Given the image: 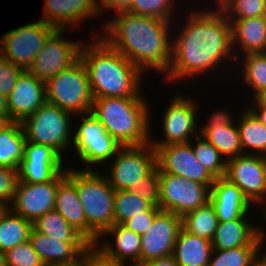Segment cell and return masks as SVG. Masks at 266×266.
Segmentation results:
<instances>
[{
    "label": "cell",
    "instance_id": "obj_11",
    "mask_svg": "<svg viewBox=\"0 0 266 266\" xmlns=\"http://www.w3.org/2000/svg\"><path fill=\"white\" fill-rule=\"evenodd\" d=\"M55 28L41 19L18 26L0 36V55L28 70L47 37Z\"/></svg>",
    "mask_w": 266,
    "mask_h": 266
},
{
    "label": "cell",
    "instance_id": "obj_26",
    "mask_svg": "<svg viewBox=\"0 0 266 266\" xmlns=\"http://www.w3.org/2000/svg\"><path fill=\"white\" fill-rule=\"evenodd\" d=\"M228 21L236 59L249 53H266V16Z\"/></svg>",
    "mask_w": 266,
    "mask_h": 266
},
{
    "label": "cell",
    "instance_id": "obj_56",
    "mask_svg": "<svg viewBox=\"0 0 266 266\" xmlns=\"http://www.w3.org/2000/svg\"><path fill=\"white\" fill-rule=\"evenodd\" d=\"M8 123L9 121L5 117L0 116V130L3 129Z\"/></svg>",
    "mask_w": 266,
    "mask_h": 266
},
{
    "label": "cell",
    "instance_id": "obj_58",
    "mask_svg": "<svg viewBox=\"0 0 266 266\" xmlns=\"http://www.w3.org/2000/svg\"><path fill=\"white\" fill-rule=\"evenodd\" d=\"M261 266H266V252H264L262 260H261Z\"/></svg>",
    "mask_w": 266,
    "mask_h": 266
},
{
    "label": "cell",
    "instance_id": "obj_15",
    "mask_svg": "<svg viewBox=\"0 0 266 266\" xmlns=\"http://www.w3.org/2000/svg\"><path fill=\"white\" fill-rule=\"evenodd\" d=\"M257 206L266 200V157L241 155L226 161L225 176Z\"/></svg>",
    "mask_w": 266,
    "mask_h": 266
},
{
    "label": "cell",
    "instance_id": "obj_52",
    "mask_svg": "<svg viewBox=\"0 0 266 266\" xmlns=\"http://www.w3.org/2000/svg\"><path fill=\"white\" fill-rule=\"evenodd\" d=\"M0 116L8 120L7 98L2 93H0Z\"/></svg>",
    "mask_w": 266,
    "mask_h": 266
},
{
    "label": "cell",
    "instance_id": "obj_7",
    "mask_svg": "<svg viewBox=\"0 0 266 266\" xmlns=\"http://www.w3.org/2000/svg\"><path fill=\"white\" fill-rule=\"evenodd\" d=\"M46 102L74 115L91 112L94 97L86 67L79 58L45 82Z\"/></svg>",
    "mask_w": 266,
    "mask_h": 266
},
{
    "label": "cell",
    "instance_id": "obj_47",
    "mask_svg": "<svg viewBox=\"0 0 266 266\" xmlns=\"http://www.w3.org/2000/svg\"><path fill=\"white\" fill-rule=\"evenodd\" d=\"M90 266H125V265L105 259L97 250H95L92 247L90 249Z\"/></svg>",
    "mask_w": 266,
    "mask_h": 266
},
{
    "label": "cell",
    "instance_id": "obj_29",
    "mask_svg": "<svg viewBox=\"0 0 266 266\" xmlns=\"http://www.w3.org/2000/svg\"><path fill=\"white\" fill-rule=\"evenodd\" d=\"M241 111L236 123L243 153L266 157V127L246 105Z\"/></svg>",
    "mask_w": 266,
    "mask_h": 266
},
{
    "label": "cell",
    "instance_id": "obj_12",
    "mask_svg": "<svg viewBox=\"0 0 266 266\" xmlns=\"http://www.w3.org/2000/svg\"><path fill=\"white\" fill-rule=\"evenodd\" d=\"M65 31L67 32V29H55L34 58L28 71L37 79L46 82L80 58V50L85 39L69 40L64 37Z\"/></svg>",
    "mask_w": 266,
    "mask_h": 266
},
{
    "label": "cell",
    "instance_id": "obj_23",
    "mask_svg": "<svg viewBox=\"0 0 266 266\" xmlns=\"http://www.w3.org/2000/svg\"><path fill=\"white\" fill-rule=\"evenodd\" d=\"M29 241L47 266L72 264L92 248L89 242H63L38 232L34 227L30 231Z\"/></svg>",
    "mask_w": 266,
    "mask_h": 266
},
{
    "label": "cell",
    "instance_id": "obj_51",
    "mask_svg": "<svg viewBox=\"0 0 266 266\" xmlns=\"http://www.w3.org/2000/svg\"><path fill=\"white\" fill-rule=\"evenodd\" d=\"M58 266H90V250L83 255L78 261L72 264H64Z\"/></svg>",
    "mask_w": 266,
    "mask_h": 266
},
{
    "label": "cell",
    "instance_id": "obj_59",
    "mask_svg": "<svg viewBox=\"0 0 266 266\" xmlns=\"http://www.w3.org/2000/svg\"><path fill=\"white\" fill-rule=\"evenodd\" d=\"M213 1V0H212ZM219 0H214V2H211L209 5L213 4V3H217Z\"/></svg>",
    "mask_w": 266,
    "mask_h": 266
},
{
    "label": "cell",
    "instance_id": "obj_30",
    "mask_svg": "<svg viewBox=\"0 0 266 266\" xmlns=\"http://www.w3.org/2000/svg\"><path fill=\"white\" fill-rule=\"evenodd\" d=\"M26 143L21 122L10 121L0 130V167L18 169Z\"/></svg>",
    "mask_w": 266,
    "mask_h": 266
},
{
    "label": "cell",
    "instance_id": "obj_31",
    "mask_svg": "<svg viewBox=\"0 0 266 266\" xmlns=\"http://www.w3.org/2000/svg\"><path fill=\"white\" fill-rule=\"evenodd\" d=\"M201 135L220 152L226 161L244 155L236 121L214 129H205Z\"/></svg>",
    "mask_w": 266,
    "mask_h": 266
},
{
    "label": "cell",
    "instance_id": "obj_36",
    "mask_svg": "<svg viewBox=\"0 0 266 266\" xmlns=\"http://www.w3.org/2000/svg\"><path fill=\"white\" fill-rule=\"evenodd\" d=\"M33 224L11 210L0 221V251L5 253L29 240Z\"/></svg>",
    "mask_w": 266,
    "mask_h": 266
},
{
    "label": "cell",
    "instance_id": "obj_39",
    "mask_svg": "<svg viewBox=\"0 0 266 266\" xmlns=\"http://www.w3.org/2000/svg\"><path fill=\"white\" fill-rule=\"evenodd\" d=\"M215 5L227 20L266 16L265 0H219Z\"/></svg>",
    "mask_w": 266,
    "mask_h": 266
},
{
    "label": "cell",
    "instance_id": "obj_17",
    "mask_svg": "<svg viewBox=\"0 0 266 266\" xmlns=\"http://www.w3.org/2000/svg\"><path fill=\"white\" fill-rule=\"evenodd\" d=\"M47 145L26 142L24 157L18 167L19 181L45 183L63 172L68 161ZM65 165V166H64Z\"/></svg>",
    "mask_w": 266,
    "mask_h": 266
},
{
    "label": "cell",
    "instance_id": "obj_5",
    "mask_svg": "<svg viewBox=\"0 0 266 266\" xmlns=\"http://www.w3.org/2000/svg\"><path fill=\"white\" fill-rule=\"evenodd\" d=\"M98 170L75 168V186L88 225V242L93 246L114 225V193ZM99 171V172H98Z\"/></svg>",
    "mask_w": 266,
    "mask_h": 266
},
{
    "label": "cell",
    "instance_id": "obj_54",
    "mask_svg": "<svg viewBox=\"0 0 266 266\" xmlns=\"http://www.w3.org/2000/svg\"><path fill=\"white\" fill-rule=\"evenodd\" d=\"M10 204L0 201V221L8 214L10 211Z\"/></svg>",
    "mask_w": 266,
    "mask_h": 266
},
{
    "label": "cell",
    "instance_id": "obj_6",
    "mask_svg": "<svg viewBox=\"0 0 266 266\" xmlns=\"http://www.w3.org/2000/svg\"><path fill=\"white\" fill-rule=\"evenodd\" d=\"M72 118L78 117L54 104L45 102L21 122L26 142L50 146L63 158L66 157L65 153L72 146V123L75 122Z\"/></svg>",
    "mask_w": 266,
    "mask_h": 266
},
{
    "label": "cell",
    "instance_id": "obj_43",
    "mask_svg": "<svg viewBox=\"0 0 266 266\" xmlns=\"http://www.w3.org/2000/svg\"><path fill=\"white\" fill-rule=\"evenodd\" d=\"M18 181V169L0 167V201L12 203Z\"/></svg>",
    "mask_w": 266,
    "mask_h": 266
},
{
    "label": "cell",
    "instance_id": "obj_10",
    "mask_svg": "<svg viewBox=\"0 0 266 266\" xmlns=\"http://www.w3.org/2000/svg\"><path fill=\"white\" fill-rule=\"evenodd\" d=\"M174 93L170 97V104L165 107L162 115L163 138H153L151 130L150 144L152 147H159L169 144L188 143L199 134V113L200 105L193 99V96L187 97ZM198 118V119H197ZM154 139V140H153Z\"/></svg>",
    "mask_w": 266,
    "mask_h": 266
},
{
    "label": "cell",
    "instance_id": "obj_35",
    "mask_svg": "<svg viewBox=\"0 0 266 266\" xmlns=\"http://www.w3.org/2000/svg\"><path fill=\"white\" fill-rule=\"evenodd\" d=\"M146 211H161V209L129 190L115 191L114 224H123Z\"/></svg>",
    "mask_w": 266,
    "mask_h": 266
},
{
    "label": "cell",
    "instance_id": "obj_27",
    "mask_svg": "<svg viewBox=\"0 0 266 266\" xmlns=\"http://www.w3.org/2000/svg\"><path fill=\"white\" fill-rule=\"evenodd\" d=\"M213 251L212 241L180 229L172 256L179 266H208Z\"/></svg>",
    "mask_w": 266,
    "mask_h": 266
},
{
    "label": "cell",
    "instance_id": "obj_14",
    "mask_svg": "<svg viewBox=\"0 0 266 266\" xmlns=\"http://www.w3.org/2000/svg\"><path fill=\"white\" fill-rule=\"evenodd\" d=\"M66 176V169L45 183L18 181L11 211L32 224L48 211L55 208L58 183Z\"/></svg>",
    "mask_w": 266,
    "mask_h": 266
},
{
    "label": "cell",
    "instance_id": "obj_42",
    "mask_svg": "<svg viewBox=\"0 0 266 266\" xmlns=\"http://www.w3.org/2000/svg\"><path fill=\"white\" fill-rule=\"evenodd\" d=\"M22 71L23 69L0 55V93L6 98L13 90L16 80Z\"/></svg>",
    "mask_w": 266,
    "mask_h": 266
},
{
    "label": "cell",
    "instance_id": "obj_46",
    "mask_svg": "<svg viewBox=\"0 0 266 266\" xmlns=\"http://www.w3.org/2000/svg\"><path fill=\"white\" fill-rule=\"evenodd\" d=\"M131 0H97L98 10L101 17L104 18L107 15L106 12L112 10L113 15L119 12H126L130 8Z\"/></svg>",
    "mask_w": 266,
    "mask_h": 266
},
{
    "label": "cell",
    "instance_id": "obj_2",
    "mask_svg": "<svg viewBox=\"0 0 266 266\" xmlns=\"http://www.w3.org/2000/svg\"><path fill=\"white\" fill-rule=\"evenodd\" d=\"M103 22L101 32L91 31L93 37L100 36L144 76L152 71L167 76L172 59L173 22L128 12L116 13Z\"/></svg>",
    "mask_w": 266,
    "mask_h": 266
},
{
    "label": "cell",
    "instance_id": "obj_45",
    "mask_svg": "<svg viewBox=\"0 0 266 266\" xmlns=\"http://www.w3.org/2000/svg\"><path fill=\"white\" fill-rule=\"evenodd\" d=\"M160 211H146L141 215H137L127 221H125L122 225L132 232L137 233L140 236L144 235V232L148 231V228H151L152 223L155 219V216Z\"/></svg>",
    "mask_w": 266,
    "mask_h": 266
},
{
    "label": "cell",
    "instance_id": "obj_4",
    "mask_svg": "<svg viewBox=\"0 0 266 266\" xmlns=\"http://www.w3.org/2000/svg\"><path fill=\"white\" fill-rule=\"evenodd\" d=\"M145 97L94 98L91 112L122 146L150 143L151 108Z\"/></svg>",
    "mask_w": 266,
    "mask_h": 266
},
{
    "label": "cell",
    "instance_id": "obj_20",
    "mask_svg": "<svg viewBox=\"0 0 266 266\" xmlns=\"http://www.w3.org/2000/svg\"><path fill=\"white\" fill-rule=\"evenodd\" d=\"M45 102V82L28 70H23L7 97L8 121L22 122Z\"/></svg>",
    "mask_w": 266,
    "mask_h": 266
},
{
    "label": "cell",
    "instance_id": "obj_34",
    "mask_svg": "<svg viewBox=\"0 0 266 266\" xmlns=\"http://www.w3.org/2000/svg\"><path fill=\"white\" fill-rule=\"evenodd\" d=\"M33 227L38 232L63 242H88L55 209L40 216Z\"/></svg>",
    "mask_w": 266,
    "mask_h": 266
},
{
    "label": "cell",
    "instance_id": "obj_18",
    "mask_svg": "<svg viewBox=\"0 0 266 266\" xmlns=\"http://www.w3.org/2000/svg\"><path fill=\"white\" fill-rule=\"evenodd\" d=\"M182 228V217L160 211L151 228L141 236L140 260L151 261L171 256L177 235Z\"/></svg>",
    "mask_w": 266,
    "mask_h": 266
},
{
    "label": "cell",
    "instance_id": "obj_37",
    "mask_svg": "<svg viewBox=\"0 0 266 266\" xmlns=\"http://www.w3.org/2000/svg\"><path fill=\"white\" fill-rule=\"evenodd\" d=\"M190 143L196 159L215 179L225 176L226 160L206 138L198 134Z\"/></svg>",
    "mask_w": 266,
    "mask_h": 266
},
{
    "label": "cell",
    "instance_id": "obj_22",
    "mask_svg": "<svg viewBox=\"0 0 266 266\" xmlns=\"http://www.w3.org/2000/svg\"><path fill=\"white\" fill-rule=\"evenodd\" d=\"M92 247L105 259L126 265L140 260L141 236L122 224H114Z\"/></svg>",
    "mask_w": 266,
    "mask_h": 266
},
{
    "label": "cell",
    "instance_id": "obj_28",
    "mask_svg": "<svg viewBox=\"0 0 266 266\" xmlns=\"http://www.w3.org/2000/svg\"><path fill=\"white\" fill-rule=\"evenodd\" d=\"M235 65L236 66L231 77L233 78L232 80H235L234 77H236V81L241 80L240 83H242V85L244 84L246 88L245 93L247 90L249 91L247 92V100L245 98L246 103L247 101L252 100V97L254 98L259 92L266 89V53H249L240 56L236 59ZM237 69L239 70L237 71ZM237 75L239 76L237 77Z\"/></svg>",
    "mask_w": 266,
    "mask_h": 266
},
{
    "label": "cell",
    "instance_id": "obj_33",
    "mask_svg": "<svg viewBox=\"0 0 266 266\" xmlns=\"http://www.w3.org/2000/svg\"><path fill=\"white\" fill-rule=\"evenodd\" d=\"M218 223V217L210 201L182 217V228L185 231L209 241H212Z\"/></svg>",
    "mask_w": 266,
    "mask_h": 266
},
{
    "label": "cell",
    "instance_id": "obj_3",
    "mask_svg": "<svg viewBox=\"0 0 266 266\" xmlns=\"http://www.w3.org/2000/svg\"><path fill=\"white\" fill-rule=\"evenodd\" d=\"M91 40L89 44L87 40L82 44L80 58L86 67L93 97H146L142 89L145 76L136 66L100 36Z\"/></svg>",
    "mask_w": 266,
    "mask_h": 266
},
{
    "label": "cell",
    "instance_id": "obj_57",
    "mask_svg": "<svg viewBox=\"0 0 266 266\" xmlns=\"http://www.w3.org/2000/svg\"><path fill=\"white\" fill-rule=\"evenodd\" d=\"M0 266H6L5 255L0 251Z\"/></svg>",
    "mask_w": 266,
    "mask_h": 266
},
{
    "label": "cell",
    "instance_id": "obj_8",
    "mask_svg": "<svg viewBox=\"0 0 266 266\" xmlns=\"http://www.w3.org/2000/svg\"><path fill=\"white\" fill-rule=\"evenodd\" d=\"M77 117L82 121L78 123L77 129H73L70 150L75 149L79 161L86 164L83 170H93V167L95 170L96 166L109 163L122 145L107 133L104 125L92 112L79 114Z\"/></svg>",
    "mask_w": 266,
    "mask_h": 266
},
{
    "label": "cell",
    "instance_id": "obj_9",
    "mask_svg": "<svg viewBox=\"0 0 266 266\" xmlns=\"http://www.w3.org/2000/svg\"><path fill=\"white\" fill-rule=\"evenodd\" d=\"M109 165V166H107ZM156 152L150 143L122 146L104 168L109 185L115 190L136 188L141 178L156 168Z\"/></svg>",
    "mask_w": 266,
    "mask_h": 266
},
{
    "label": "cell",
    "instance_id": "obj_53",
    "mask_svg": "<svg viewBox=\"0 0 266 266\" xmlns=\"http://www.w3.org/2000/svg\"><path fill=\"white\" fill-rule=\"evenodd\" d=\"M264 205V206H263ZM262 207V208H261ZM258 208L259 209H256V210H260L261 212H258L256 211L260 216L261 218V223L263 222V225L264 223L266 222V200L262 201L259 205H258ZM261 208V209H260ZM263 209V210H262Z\"/></svg>",
    "mask_w": 266,
    "mask_h": 266
},
{
    "label": "cell",
    "instance_id": "obj_48",
    "mask_svg": "<svg viewBox=\"0 0 266 266\" xmlns=\"http://www.w3.org/2000/svg\"><path fill=\"white\" fill-rule=\"evenodd\" d=\"M247 107H266V89L259 92L252 100L247 101Z\"/></svg>",
    "mask_w": 266,
    "mask_h": 266
},
{
    "label": "cell",
    "instance_id": "obj_24",
    "mask_svg": "<svg viewBox=\"0 0 266 266\" xmlns=\"http://www.w3.org/2000/svg\"><path fill=\"white\" fill-rule=\"evenodd\" d=\"M209 201L219 222L240 219L256 210L238 186L225 177L215 179L210 188Z\"/></svg>",
    "mask_w": 266,
    "mask_h": 266
},
{
    "label": "cell",
    "instance_id": "obj_1",
    "mask_svg": "<svg viewBox=\"0 0 266 266\" xmlns=\"http://www.w3.org/2000/svg\"><path fill=\"white\" fill-rule=\"evenodd\" d=\"M206 7L203 9L197 7L195 10L193 8V11L191 8L186 17L181 15L185 20L177 19L175 20L177 23L173 22L172 59L168 74L164 77L165 81L177 84L181 83V80L189 79L196 84L195 78L198 77L200 83L202 80L199 78L203 75L212 80L214 74L216 76V73L219 75L225 72L222 73L224 79L225 76H231L232 71L234 72L236 58L232 48L230 22L216 5L210 9ZM226 66L232 71L228 72ZM226 71L230 74H226Z\"/></svg>",
    "mask_w": 266,
    "mask_h": 266
},
{
    "label": "cell",
    "instance_id": "obj_19",
    "mask_svg": "<svg viewBox=\"0 0 266 266\" xmlns=\"http://www.w3.org/2000/svg\"><path fill=\"white\" fill-rule=\"evenodd\" d=\"M252 214L254 215L255 211L240 219L219 222L212 239L213 250H228L241 246H262L266 252V228L254 223L252 220L255 218Z\"/></svg>",
    "mask_w": 266,
    "mask_h": 266
},
{
    "label": "cell",
    "instance_id": "obj_40",
    "mask_svg": "<svg viewBox=\"0 0 266 266\" xmlns=\"http://www.w3.org/2000/svg\"><path fill=\"white\" fill-rule=\"evenodd\" d=\"M6 266H42L43 263L30 241L18 244L4 253Z\"/></svg>",
    "mask_w": 266,
    "mask_h": 266
},
{
    "label": "cell",
    "instance_id": "obj_13",
    "mask_svg": "<svg viewBox=\"0 0 266 266\" xmlns=\"http://www.w3.org/2000/svg\"><path fill=\"white\" fill-rule=\"evenodd\" d=\"M159 177V208L162 211L183 217L209 202L210 189L206 185L160 170Z\"/></svg>",
    "mask_w": 266,
    "mask_h": 266
},
{
    "label": "cell",
    "instance_id": "obj_49",
    "mask_svg": "<svg viewBox=\"0 0 266 266\" xmlns=\"http://www.w3.org/2000/svg\"><path fill=\"white\" fill-rule=\"evenodd\" d=\"M149 262L152 264V266H179V264L175 261L172 255L151 260Z\"/></svg>",
    "mask_w": 266,
    "mask_h": 266
},
{
    "label": "cell",
    "instance_id": "obj_21",
    "mask_svg": "<svg viewBox=\"0 0 266 266\" xmlns=\"http://www.w3.org/2000/svg\"><path fill=\"white\" fill-rule=\"evenodd\" d=\"M42 14L41 20L55 29L74 31L86 19L101 18L97 0H44Z\"/></svg>",
    "mask_w": 266,
    "mask_h": 266
},
{
    "label": "cell",
    "instance_id": "obj_55",
    "mask_svg": "<svg viewBox=\"0 0 266 266\" xmlns=\"http://www.w3.org/2000/svg\"><path fill=\"white\" fill-rule=\"evenodd\" d=\"M125 266H152V264L149 261H134L126 264Z\"/></svg>",
    "mask_w": 266,
    "mask_h": 266
},
{
    "label": "cell",
    "instance_id": "obj_50",
    "mask_svg": "<svg viewBox=\"0 0 266 266\" xmlns=\"http://www.w3.org/2000/svg\"><path fill=\"white\" fill-rule=\"evenodd\" d=\"M266 127V107H248Z\"/></svg>",
    "mask_w": 266,
    "mask_h": 266
},
{
    "label": "cell",
    "instance_id": "obj_32",
    "mask_svg": "<svg viewBox=\"0 0 266 266\" xmlns=\"http://www.w3.org/2000/svg\"><path fill=\"white\" fill-rule=\"evenodd\" d=\"M263 254L262 246L213 250L208 266H261Z\"/></svg>",
    "mask_w": 266,
    "mask_h": 266
},
{
    "label": "cell",
    "instance_id": "obj_16",
    "mask_svg": "<svg viewBox=\"0 0 266 266\" xmlns=\"http://www.w3.org/2000/svg\"><path fill=\"white\" fill-rule=\"evenodd\" d=\"M153 148L156 152V166L161 172L204 184L209 189L213 185L215 178L196 159L190 142Z\"/></svg>",
    "mask_w": 266,
    "mask_h": 266
},
{
    "label": "cell",
    "instance_id": "obj_25",
    "mask_svg": "<svg viewBox=\"0 0 266 266\" xmlns=\"http://www.w3.org/2000/svg\"><path fill=\"white\" fill-rule=\"evenodd\" d=\"M54 209L88 241V225L75 186V166H67L66 176L58 183Z\"/></svg>",
    "mask_w": 266,
    "mask_h": 266
},
{
    "label": "cell",
    "instance_id": "obj_38",
    "mask_svg": "<svg viewBox=\"0 0 266 266\" xmlns=\"http://www.w3.org/2000/svg\"><path fill=\"white\" fill-rule=\"evenodd\" d=\"M177 1L178 0H131L130 8L126 12L138 16H148L174 22L177 17L180 18L178 15L181 14L175 11L179 8V6H177ZM174 13L178 14L176 15Z\"/></svg>",
    "mask_w": 266,
    "mask_h": 266
},
{
    "label": "cell",
    "instance_id": "obj_41",
    "mask_svg": "<svg viewBox=\"0 0 266 266\" xmlns=\"http://www.w3.org/2000/svg\"><path fill=\"white\" fill-rule=\"evenodd\" d=\"M131 192L149 201L153 206L159 207L160 177L159 169L156 167L148 176L141 178L136 188H129Z\"/></svg>",
    "mask_w": 266,
    "mask_h": 266
},
{
    "label": "cell",
    "instance_id": "obj_44",
    "mask_svg": "<svg viewBox=\"0 0 266 266\" xmlns=\"http://www.w3.org/2000/svg\"><path fill=\"white\" fill-rule=\"evenodd\" d=\"M226 108L227 107H225V109H222L220 107V109L218 108V110L216 108V111L213 110L210 116L206 119L205 123L199 120V123L201 124L199 126V134H201L205 129H214L219 126L233 124L236 121V119H234L235 116L233 109H231L229 112V110H227Z\"/></svg>",
    "mask_w": 266,
    "mask_h": 266
}]
</instances>
